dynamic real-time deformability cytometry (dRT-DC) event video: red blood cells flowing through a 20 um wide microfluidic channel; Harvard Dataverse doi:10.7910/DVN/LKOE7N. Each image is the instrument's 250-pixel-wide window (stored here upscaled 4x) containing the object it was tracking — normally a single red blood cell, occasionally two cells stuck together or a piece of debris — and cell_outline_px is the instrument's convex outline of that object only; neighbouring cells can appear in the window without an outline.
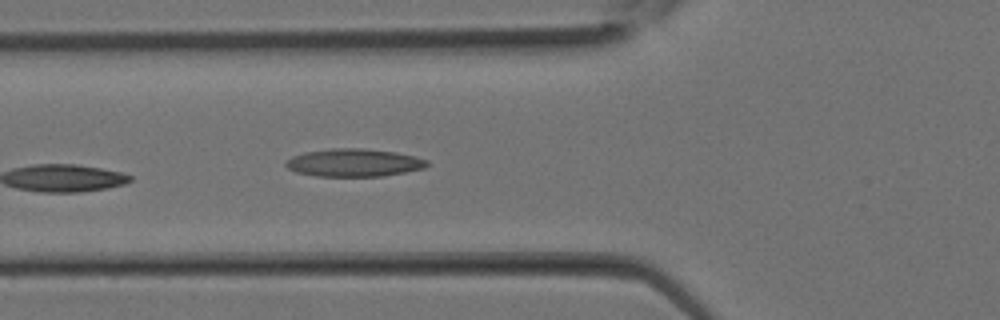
{"species": "Egyptian fruit bat (a non-hibernating species)", "species_latin": "Rousettus aegyptiacus", "temperature_condition": "room temperature", "stored_images_in_passage": 12, "camera_frame_rate_fps": 3000, "um_per_image_px": 0.085, "animal": {"sex": "female"}, "frame": {"image": 1, "passage_image": 12, "time_ms": 3.667, "image_size_px": [1000, 320], "cell_outline_px": [[428, 164], [424, 168], [384, 176], [316, 176], [296, 172], [288, 168], [284, 164], [292, 156], [304, 152], [328, 148], [364, 148], [396, 152], [416, 156], [428, 160]], "centroid_in_image_um": [30.08, 13.82], "position_along_channel_um": 95.7, "area_um2": 23.0}}